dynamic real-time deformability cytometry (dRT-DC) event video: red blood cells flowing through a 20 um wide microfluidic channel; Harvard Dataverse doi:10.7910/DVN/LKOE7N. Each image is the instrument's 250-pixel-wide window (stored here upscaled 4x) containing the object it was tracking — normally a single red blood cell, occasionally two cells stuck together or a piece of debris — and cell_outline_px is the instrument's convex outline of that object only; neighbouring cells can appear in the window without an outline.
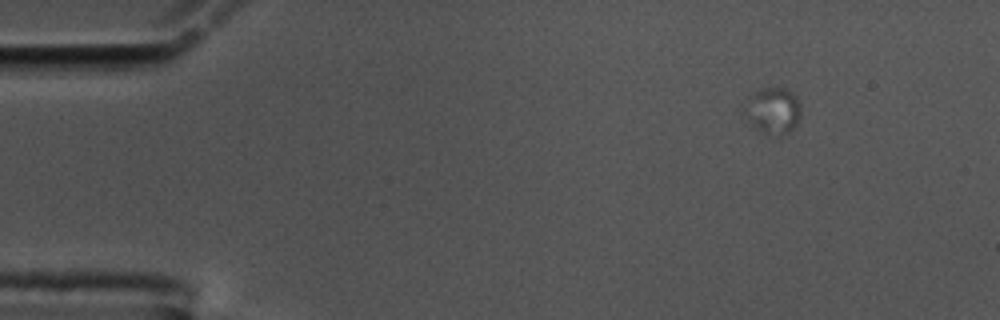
{"species": "common noctule bat (a hibernating species)", "species_latin": "Nyctalus noctula", "temperature_condition": "cold", "stored_images_in_passage": 49, "camera_frame_rate_fps": 3000, "um_per_image_px": 0.085, "animal": {"sex": "male", "body_mass_g": 17.5, "forearm_length_mm": 52.3}, "frame": {"image": 1, "passage_image": 1, "time_ms": 0.0, "image_size_px": [1000, 320], "cell_outline_px": [[800, 116], [796, 124], [788, 132], [780, 136], [764, 132], [756, 128], [748, 120], [744, 112], [744, 108], [748, 96], [760, 88], [788, 88], [800, 100]], "centroid_in_image_um": [65.71, 9.37], "position_along_channel_um": 19.3, "area_um2": 15.26}}
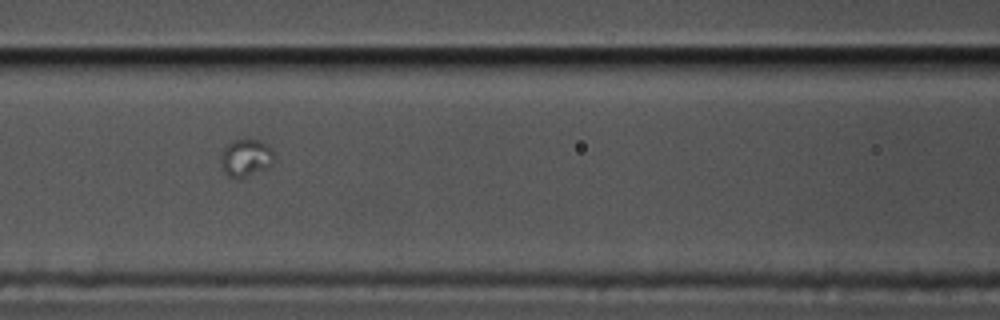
{"frame": {"image": 2, "passage_image": 22, "time_ms": 7.0, "image_size_px": [1000, 320], "cell_outline_px": [[272, 164], [268, 168], [240, 180], [236, 180], [228, 176], [224, 172], [220, 164], [220, 156], [224, 148], [232, 140], [244, 136], [260, 140], [272, 148]], "centroid_in_image_um": [20.87, 13.4], "position_along_channel_um": 145.7, "area_um2": 12.25}}
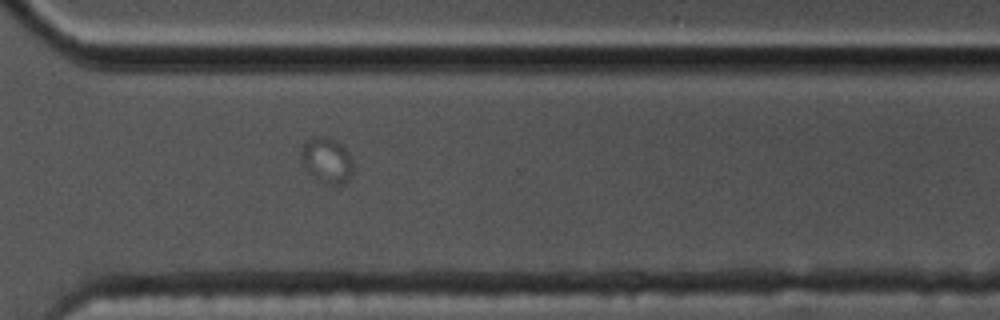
{"frame": {"image": 3, "passage_image": 41, "time_ms": 13.333, "image_size_px": [1000, 320], "cell_outline_px": [[352, 172], [348, 180], [344, 184], [336, 188], [312, 180], [304, 168], [300, 160], [300, 144], [304, 140], [312, 136], [324, 136], [336, 140], [348, 152], [352, 160]], "centroid_in_image_um": [27.7, 13.67], "position_along_channel_um": 342.9, "area_um2": 14.8}}